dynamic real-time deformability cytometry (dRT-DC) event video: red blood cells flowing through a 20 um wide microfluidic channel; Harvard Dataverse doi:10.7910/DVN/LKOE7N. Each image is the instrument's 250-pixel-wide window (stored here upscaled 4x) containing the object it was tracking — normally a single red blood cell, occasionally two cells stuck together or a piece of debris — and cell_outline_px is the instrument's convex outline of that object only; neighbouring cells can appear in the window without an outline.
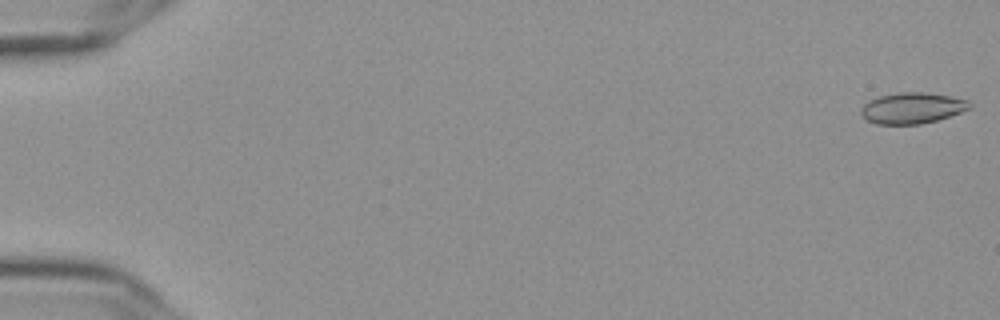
{"species": "Egyptian fruit bat (a non-hibernating species)", "species_latin": "Rousettus aegyptiacus", "temperature_condition": "cold", "stored_images_in_passage": 56, "camera_frame_rate_fps": 3000, "um_per_image_px": 0.085, "frame": {"image": 1, "passage_image": 1, "time_ms": 0.0, "image_size_px": [1000, 320], "cell_outline_px": [[972, 108], [936, 120], [920, 124], [876, 124], [868, 120], [860, 112], [860, 108], [868, 100], [880, 96], [900, 92], [924, 92], [948, 96], [968, 100], [972, 104]], "centroid_in_image_um": [77.53, 9.18], "position_along_channel_um": 7.5, "area_um2": 19.48}}
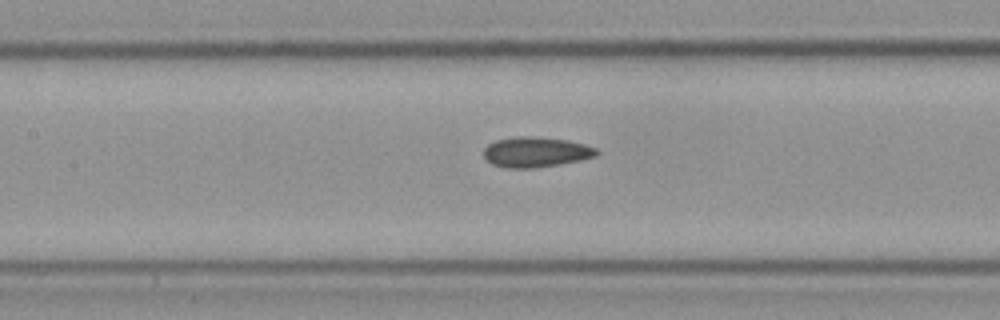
{"frame": {"image": 2, "passage_image": 27, "time_ms": 8.667, "image_size_px": [1000, 320], "cell_outline_px": [[600, 152], [596, 156], [580, 160], [536, 168], [504, 168], [492, 164], [484, 156], [484, 148], [488, 144], [496, 140], [516, 136], [528, 136], [568, 140], [584, 144], [596, 148]], "centroid_in_image_um": [45.54, 12.93], "position_along_channel_um": 161.9, "area_um2": 19.88}}
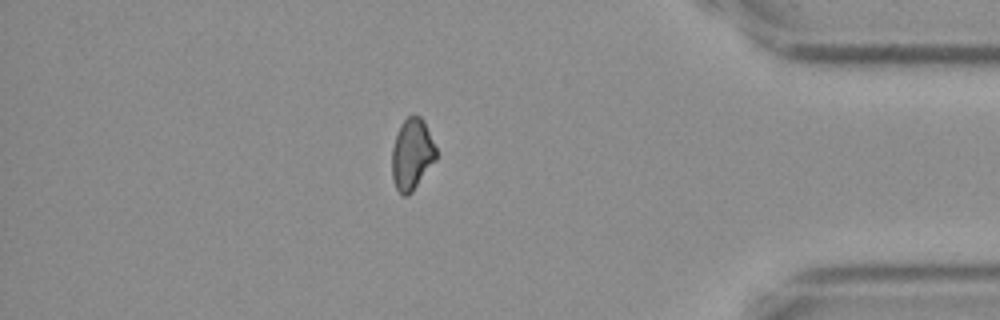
{"frame": {"image": 3, "passage_image": 49, "time_ms": 16.0, "image_size_px": [1000, 320], "cell_outline_px": [[436, 160], [412, 192], [408, 196], [404, 196], [396, 188], [392, 176], [392, 148], [400, 124], [408, 116], [420, 116], [424, 120], [436, 148]], "centroid_in_image_um": [35.02, 13.12], "position_along_channel_um": 400.2, "area_um2": 18.26}, "authors_computed_cell_mechanics": {"area_um2": 19.3052, "velocity_mm_per_s": 3.6621, "shape_relaxation_time_tau1_ms": null, "shape_relaxation_time_tau2_ms": 5.1862, "deformation_change_tau1": null, "deformation_change_tau2": 0.0946}}